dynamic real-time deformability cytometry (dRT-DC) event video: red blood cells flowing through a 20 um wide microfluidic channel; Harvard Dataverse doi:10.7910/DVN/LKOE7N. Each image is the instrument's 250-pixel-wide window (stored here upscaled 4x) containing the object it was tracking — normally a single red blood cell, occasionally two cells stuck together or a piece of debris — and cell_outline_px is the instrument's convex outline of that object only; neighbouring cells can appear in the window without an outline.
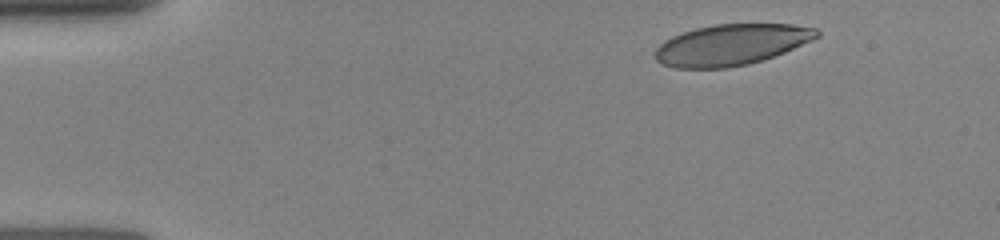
{"species": "human", "species_latin": "Homo sapiens", "temperature_condition": "room temperature", "stored_images_in_passage": 7, "camera_frame_rate_fps": 3000, "um_per_image_px": 0.085, "donor": {"sex": "female"}, "frame": {"image": 1, "passage_image": 1, "time_ms": 0.0, "image_size_px": [1000, 240], "cell_outline_px": [[820, 36], [812, 40], [784, 52], [748, 64], [728, 68], [676, 68], [664, 64], [656, 60], [656, 48], [664, 40], [672, 36], [696, 28], [716, 24], [792, 24], [816, 28], [820, 32]], "centroid_in_image_um": [62.17, 3.8], "position_along_channel_um": 22.8, "area_um2": 38.38}}
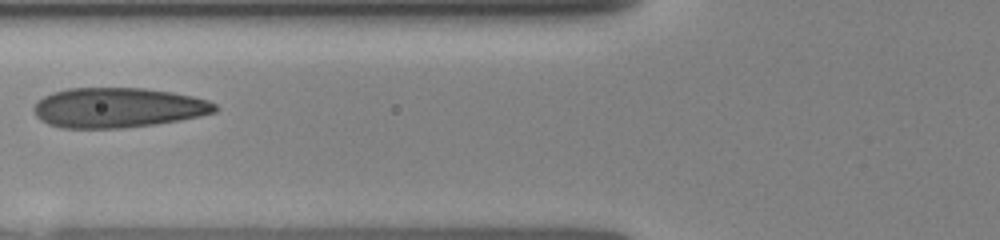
{"frame": {"image": 2, "passage_image": 5, "time_ms": 4.333, "image_size_px": [1000, 240], "cell_outline_px": [[216, 112], [200, 116], [180, 120], [156, 124], [124, 128], [60, 128], [48, 124], [40, 120], [36, 116], [32, 108], [36, 100], [52, 92], [68, 88], [144, 88], [172, 92], [192, 96], [208, 100], [216, 104]], "centroid_in_image_um": [9.99, 9.15], "position_along_channel_um": 115.8, "area_um2": 42.48}}
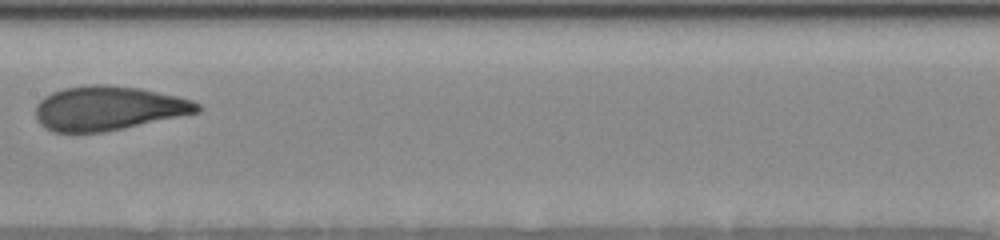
{"frame": {"image": 3, "passage_image": 7, "time_ms": 6.333, "image_size_px": [1000, 240], "cell_outline_px": [[200, 112], [124, 128], [104, 132], [52, 132], [44, 128], [36, 120], [36, 104], [44, 96], [52, 92], [64, 88], [88, 84], [104, 84], [140, 88], [176, 96], [192, 100], [200, 104]], "centroid_in_image_um": [9.17, 9.2], "position_along_channel_um": 198.2, "area_um2": 41.79}}